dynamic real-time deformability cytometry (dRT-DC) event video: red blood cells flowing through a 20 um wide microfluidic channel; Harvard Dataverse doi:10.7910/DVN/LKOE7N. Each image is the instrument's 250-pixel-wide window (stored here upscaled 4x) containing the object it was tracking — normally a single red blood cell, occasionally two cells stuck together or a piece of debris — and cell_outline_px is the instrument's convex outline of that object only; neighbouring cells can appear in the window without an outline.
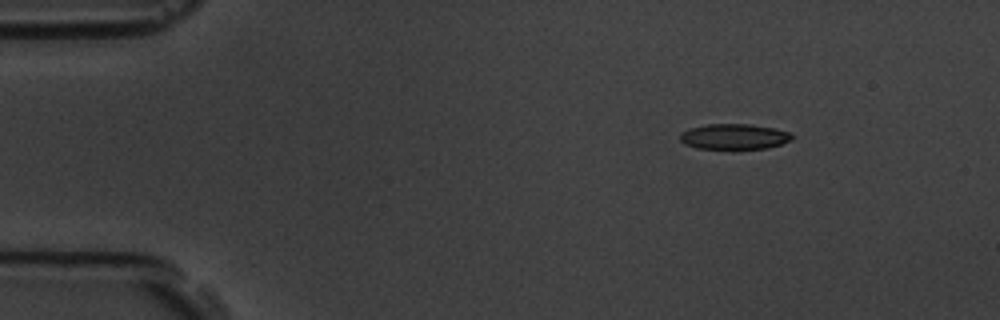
{"species": "common noctule bat (a hibernating species)", "species_latin": "Nyctalus noctula", "temperature_condition": "room temperature", "stored_images_in_passage": 4, "camera_frame_rate_fps": 3000, "um_per_image_px": 0.085, "animal": {"sex": "male", "body_mass_g": 19.5, "forearm_length_mm": 54.6}, "frame": {"image": 1, "passage_image": 2, "time_ms": 1.333, "image_size_px": [1000, 320], "cell_outline_px": [[792, 140], [768, 148], [736, 152], [696, 148], [684, 144], [680, 140], [680, 132], [692, 128], [708, 124], [752, 124], [772, 128], [788, 132], [792, 136]], "centroid_in_image_um": [62.37, 11.67], "position_along_channel_um": 22.6, "area_um2": 17.4}}
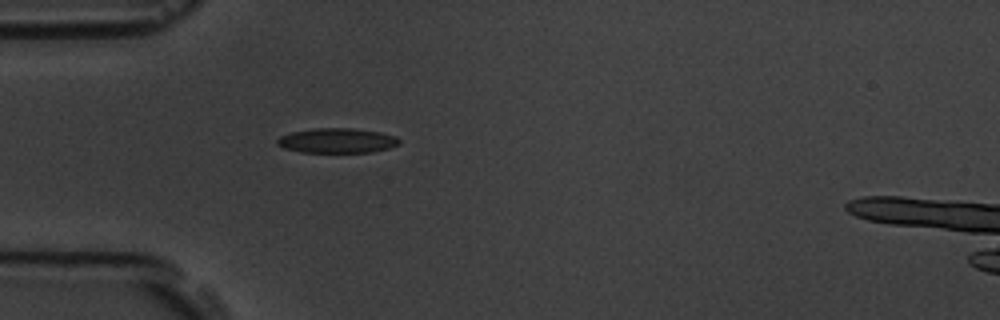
{"frame": {"image": 2, "passage_image": 4, "time_ms": 4.333, "image_size_px": [1000, 320], "cell_outline_px": [[400, 144], [388, 148], [372, 152], [300, 152], [284, 148], [276, 144], [276, 140], [280, 136], [292, 132], [316, 128], [352, 128], [380, 132], [396, 136], [400, 140]], "centroid_in_image_um": [28.65, 11.95], "position_along_channel_um": 56.3, "area_um2": 17.63}}